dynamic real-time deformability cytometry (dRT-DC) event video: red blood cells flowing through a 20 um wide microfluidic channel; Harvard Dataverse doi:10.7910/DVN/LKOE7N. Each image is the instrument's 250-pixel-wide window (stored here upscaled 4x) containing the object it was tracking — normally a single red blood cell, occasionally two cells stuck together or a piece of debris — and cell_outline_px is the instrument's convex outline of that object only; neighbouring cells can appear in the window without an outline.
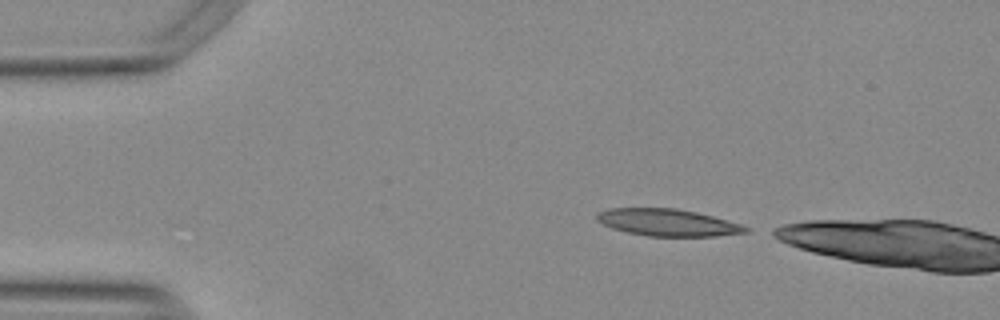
{"species": "Egyptian fruit bat (a non-hibernating species)", "species_latin": "Rousettus aegyptiacus", "temperature_condition": "warm", "stored_images_in_passage": 4, "camera_frame_rate_fps": 3000, "um_per_image_px": 0.085, "animal": {"sex": "female"}, "frame": {"image": 1, "passage_image": 1, "time_ms": 0.0, "image_size_px": [1000, 320], "cell_outline_px": [[752, 228], [748, 232], [716, 236], [648, 236], [628, 232], [612, 228], [596, 220], [596, 212], [608, 208], [676, 208], [696, 212], [712, 216], [740, 224]], "centroid_in_image_um": [56.74, 18.91], "position_along_channel_um": 28.3, "area_um2": 23.41}}